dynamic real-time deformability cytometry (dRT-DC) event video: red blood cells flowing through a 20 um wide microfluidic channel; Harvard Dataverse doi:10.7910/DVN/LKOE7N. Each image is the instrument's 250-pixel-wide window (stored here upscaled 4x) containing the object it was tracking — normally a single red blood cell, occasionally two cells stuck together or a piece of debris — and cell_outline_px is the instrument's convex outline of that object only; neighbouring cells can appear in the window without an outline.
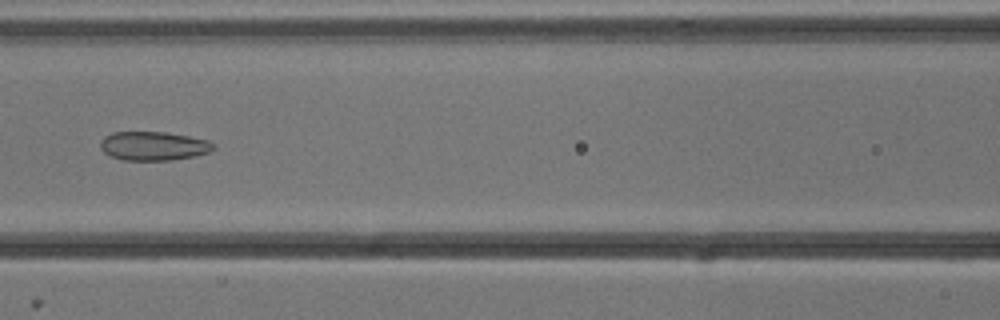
{"species": "common noctule bat (a hibernating species)", "species_latin": "Nyctalus noctula", "temperature_condition": "cold", "stored_images_in_passage": 54, "camera_frame_rate_fps": 3000, "um_per_image_px": 0.085, "animal": {"sex": "male", "body_mass_g": 13.3}, "frame": {"image": 1, "passage_image": 24, "time_ms": 7.667, "image_size_px": [1000, 320], "cell_outline_px": [[216, 148], [208, 152], [196, 156], [172, 160], [124, 160], [112, 156], [104, 152], [100, 148], [100, 140], [104, 136], [112, 132], [164, 132], [188, 136], [208, 140]], "centroid_in_image_um": [13.03, 12.4], "position_along_channel_um": 153.6, "area_um2": 19.02}}
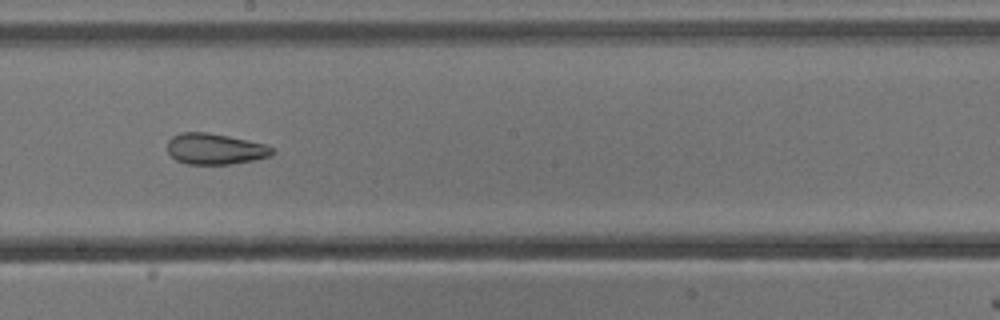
{"frame": {"image": 2, "passage_image": 30, "time_ms": 9.667, "image_size_px": [1000, 320], "cell_outline_px": [[276, 152], [272, 156], [252, 160], [228, 164], [188, 164], [176, 160], [168, 152], [168, 140], [172, 136], [180, 132], [208, 132], [228, 136], [264, 144], [272, 148]], "centroid_in_image_um": [18.27, 12.65], "position_along_channel_um": 229.9, "area_um2": 18.84}}
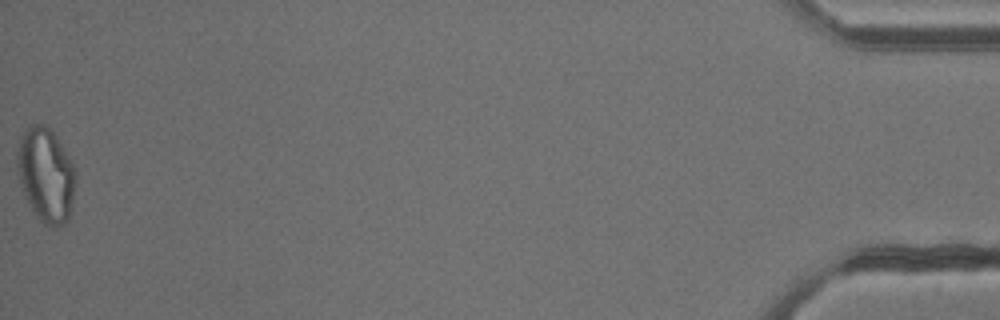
{"frame": {"image": 3, "passage_image": 54, "time_ms": 17.667, "image_size_px": [1000, 320], "cell_outline_px": [[76, 180], [72, 208], [68, 220], [64, 224], [44, 224], [32, 212], [24, 196], [16, 164], [16, 152], [24, 128], [32, 124], [48, 124], [64, 148], [72, 164], [76, 176]], "centroid_in_image_um": [3.89, 14.83], "position_along_channel_um": 431.3, "area_um2": 32.31}, "authors_computed_cell_mechanics": {"area_um2": 25.0852, "velocity_mm_per_s": 3.8377, "shape_relaxation_time_tau1_ms": null, "shape_relaxation_time_tau2_ms": 2.8569, "deformation_change_tau1": null, "deformation_change_tau2": 0.0969}}